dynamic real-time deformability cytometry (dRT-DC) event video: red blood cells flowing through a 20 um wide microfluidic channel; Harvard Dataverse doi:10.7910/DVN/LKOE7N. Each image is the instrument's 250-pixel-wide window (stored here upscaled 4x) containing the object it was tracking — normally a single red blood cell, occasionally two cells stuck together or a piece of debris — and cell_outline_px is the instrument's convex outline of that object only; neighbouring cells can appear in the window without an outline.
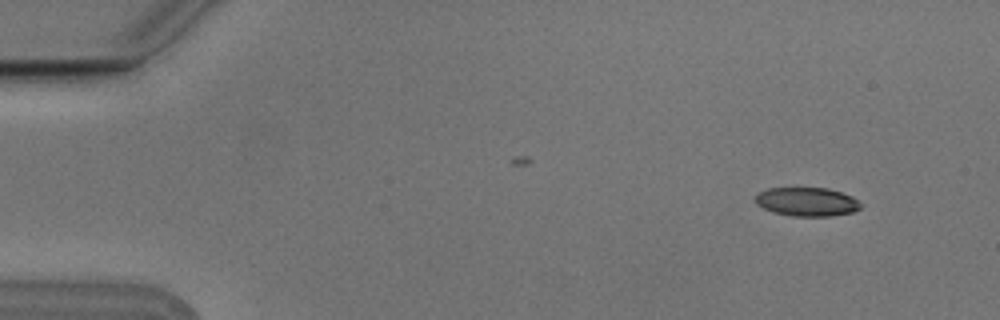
{"species": "Egyptian fruit bat (a non-hibernating species)", "species_latin": "Rousettus aegyptiacus", "temperature_condition": "cold", "stored_images_in_passage": 5, "segment_of_instrument_passage": [1, 2], "camera_frame_rate_fps": 3000, "um_per_image_px": 0.085, "animal": {"sex": "male"}, "frame": {"image": 1, "passage_image": 1, "time_ms": 0.0, "image_size_px": [1000, 320], "cell_outline_px": [[860, 208], [852, 212], [828, 216], [792, 216], [772, 212], [756, 204], [752, 200], [756, 192], [768, 188], [828, 188], [852, 196], [860, 204]], "centroid_in_image_um": [68.5, 17.14], "position_along_channel_um": 16.5, "area_um2": 17.74}}